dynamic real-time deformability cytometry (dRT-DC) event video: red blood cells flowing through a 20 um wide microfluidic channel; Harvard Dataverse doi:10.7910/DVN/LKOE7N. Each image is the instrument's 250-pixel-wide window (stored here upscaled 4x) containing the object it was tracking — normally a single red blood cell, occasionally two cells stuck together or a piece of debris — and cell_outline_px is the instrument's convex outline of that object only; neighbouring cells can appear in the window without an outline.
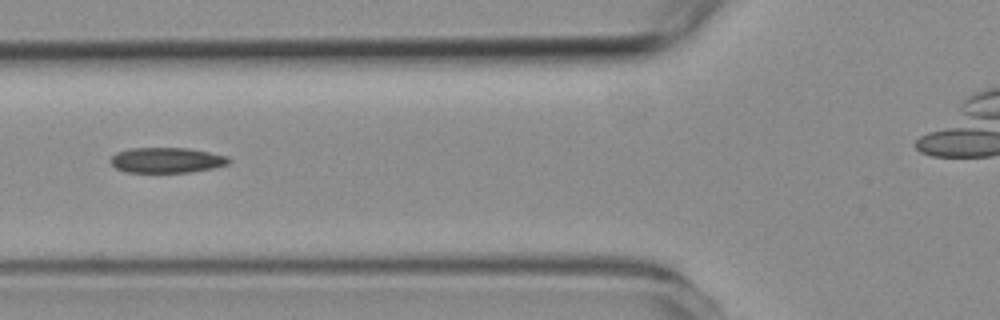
{"species": "common noctule bat (a hibernating species)", "species_latin": "Nyctalus noctula", "temperature_condition": "room temperature", "stored_images_in_passage": 8, "segment_of_instrument_passage": [2, 2], "camera_frame_rate_fps": 3000, "um_per_image_px": 0.085, "animal": {"sex": "female", "body_mass_g": 19.3, "forearm_length_mm": 54.1}, "frame": {"image": 1, "passage_image": 5, "time_ms": 6.0, "image_size_px": [1000, 320], "cell_outline_px": [[232, 160], [228, 164], [212, 168], [192, 172], [124, 172], [116, 168], [108, 160], [116, 152], [132, 148], [188, 148], [228, 156]], "centroid_in_image_um": [14.16, 13.61], "position_along_channel_um": 111.6, "area_um2": 17.51}}
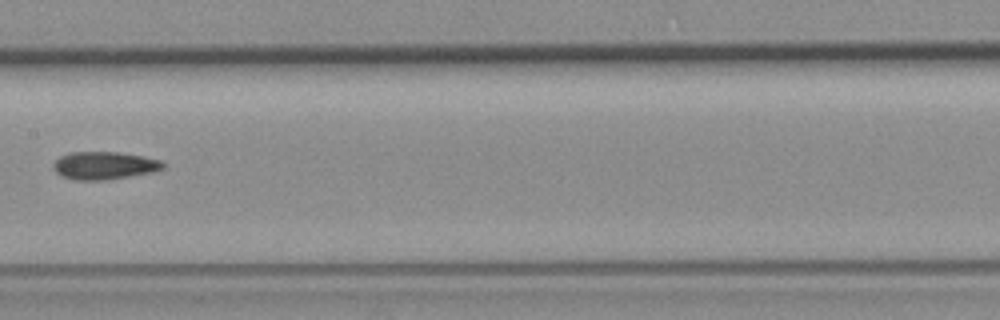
{"frame": {"image": 2, "passage_image": 7, "time_ms": 8.333, "image_size_px": [1000, 320], "cell_outline_px": [[164, 168], [152, 172], [108, 180], [76, 180], [64, 176], [56, 172], [52, 168], [52, 164], [60, 156], [68, 152], [116, 152], [144, 156], [160, 160], [164, 164]], "centroid_in_image_um": [8.85, 14.06], "position_along_channel_um": 198.6, "area_um2": 17.74}}
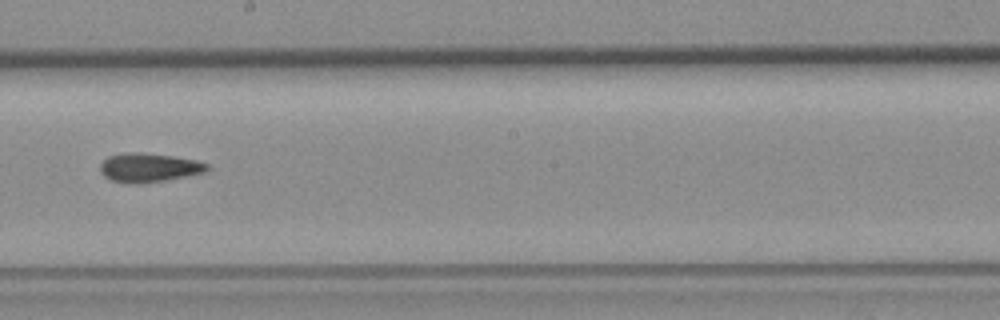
{"frame": {"image": 3, "passage_image": 8, "time_ms": 9.333, "image_size_px": [1000, 320], "cell_outline_px": [[208, 168], [204, 172], [164, 180], [136, 184], [112, 180], [104, 176], [100, 172], [100, 164], [108, 156], [128, 152], [140, 152], [172, 156], [196, 160], [208, 164]], "centroid_in_image_um": [12.62, 14.23], "position_along_channel_um": 235.6, "area_um2": 17.74}}